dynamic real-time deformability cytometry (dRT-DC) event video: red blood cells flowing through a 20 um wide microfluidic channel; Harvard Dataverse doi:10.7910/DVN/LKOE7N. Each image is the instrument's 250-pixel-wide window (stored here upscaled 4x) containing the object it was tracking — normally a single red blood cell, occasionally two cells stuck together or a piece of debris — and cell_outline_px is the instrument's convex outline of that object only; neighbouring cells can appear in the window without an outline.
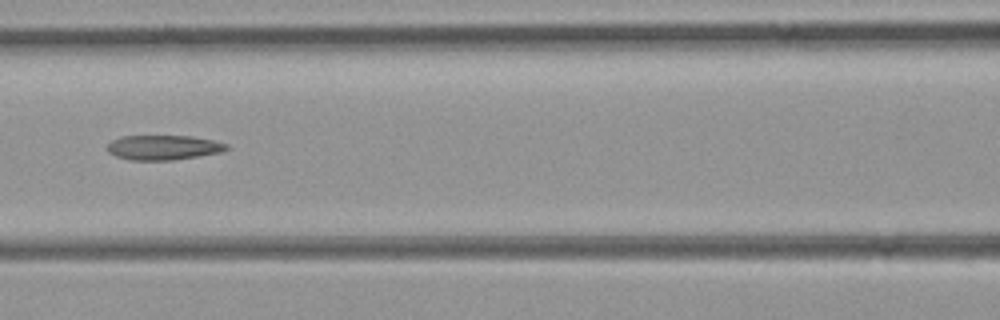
{"species": "common noctule bat (a hibernating species)", "species_latin": "Nyctalus noctula", "temperature_condition": "room temperature", "stored_images_in_passage": 50, "camera_frame_rate_fps": 3000, "um_per_image_px": 0.085, "animal": {"sex": "female", "body_mass_g": 21.9}, "frame": {"image": 1, "passage_image": 22, "time_ms": 7.0, "image_size_px": [1000, 320], "cell_outline_px": [[228, 148], [224, 152], [172, 160], [132, 160], [116, 156], [108, 152], [108, 144], [112, 140], [120, 136], [192, 136], [212, 140], [228, 144]], "centroid_in_image_um": [13.9, 12.53], "position_along_channel_um": 152.7, "area_um2": 17.17}}